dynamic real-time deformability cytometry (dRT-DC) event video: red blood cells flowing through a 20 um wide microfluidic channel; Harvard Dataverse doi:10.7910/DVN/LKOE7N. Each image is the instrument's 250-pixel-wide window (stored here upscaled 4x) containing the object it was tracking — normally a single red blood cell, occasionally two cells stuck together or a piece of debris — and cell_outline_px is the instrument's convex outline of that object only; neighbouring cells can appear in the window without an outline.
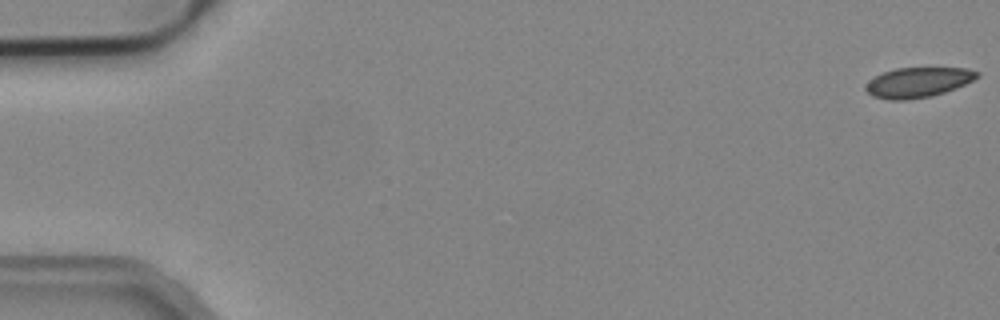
{"species": "common noctule bat (a hibernating species)", "species_latin": "Nyctalus noctula", "temperature_condition": "cold", "stored_images_in_passage": 15, "camera_frame_rate_fps": 3000, "um_per_image_px": 0.085, "animal": {"sex": "male", "body_mass_g": 19.2, "forearm_length_mm": 51.8}, "frame": {"image": 1, "passage_image": 1, "time_ms": 0.0, "image_size_px": [1000, 320], "cell_outline_px": [[980, 76], [956, 88], [932, 96], [904, 100], [888, 100], [872, 96], [864, 88], [868, 80], [884, 72], [896, 68], [968, 68], [980, 72]], "centroid_in_image_um": [78.02, 7.0], "position_along_channel_um": 7.0, "area_um2": 19.48}}